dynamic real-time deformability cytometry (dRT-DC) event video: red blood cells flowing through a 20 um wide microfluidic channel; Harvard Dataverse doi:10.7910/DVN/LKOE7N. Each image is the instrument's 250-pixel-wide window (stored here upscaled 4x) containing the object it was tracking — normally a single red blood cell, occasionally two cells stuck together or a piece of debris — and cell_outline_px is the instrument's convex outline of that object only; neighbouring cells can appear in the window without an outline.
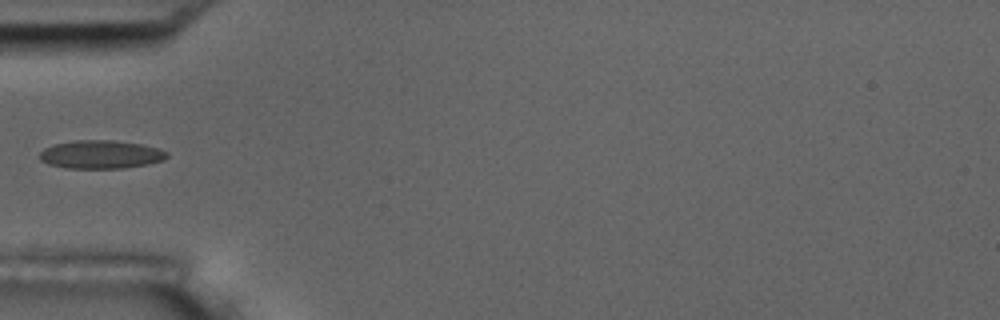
{"species": "common noctule bat (a hibernating species)", "species_latin": "Nyctalus noctula", "temperature_condition": "room temperature", "stored_images_in_passage": 1, "camera_frame_rate_fps": 3000, "um_per_image_px": 0.085, "animal": {"sex": "male", "body_mass_g": 17.5, "forearm_length_mm": 52.3}, "frame": {"image": 1, "passage_image": 1, "time_ms": 0.0, "image_size_px": [1000, 320], "cell_outline_px": [[168, 156], [164, 160], [148, 164], [124, 168], [68, 168], [48, 164], [40, 160], [40, 152], [44, 148], [52, 144], [76, 140], [112, 140], [140, 144], [160, 148], [168, 152]], "centroid_in_image_um": [8.58, 13.12], "position_along_channel_um": 76.4, "area_um2": 21.1}}